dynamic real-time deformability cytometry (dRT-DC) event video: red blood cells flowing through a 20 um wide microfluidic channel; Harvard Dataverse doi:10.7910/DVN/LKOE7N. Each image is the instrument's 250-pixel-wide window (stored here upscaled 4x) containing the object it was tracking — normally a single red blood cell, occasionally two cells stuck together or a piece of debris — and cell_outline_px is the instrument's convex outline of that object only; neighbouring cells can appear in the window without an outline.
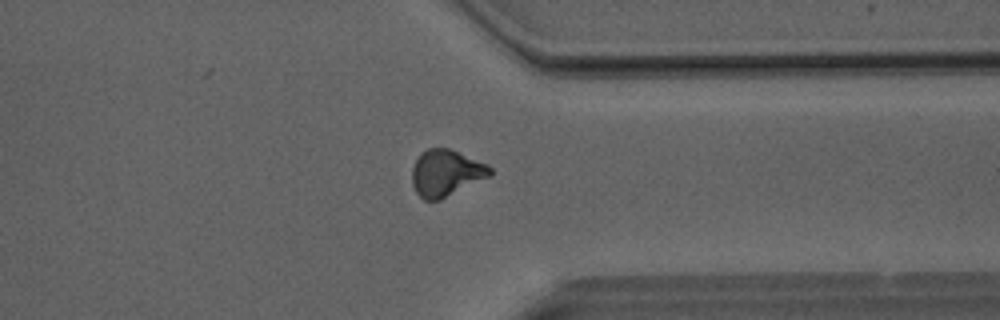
{"species": "Egyptian fruit bat (a non-hibernating species)", "species_latin": "Rousettus aegyptiacus", "temperature_condition": "room temperature", "stored_images_in_passage": 37, "camera_frame_rate_fps": 3000, "um_per_image_px": 0.085, "animal": {"sex": "male"}, "frame": {"image": 1, "passage_image": 32, "time_ms": 10.333, "image_size_px": [1000, 320], "cell_outline_px": [[492, 176], [440, 200], [424, 200], [416, 192], [412, 184], [412, 168], [420, 152], [428, 148], [448, 148], [488, 164], [492, 168]], "centroid_in_image_um": [37.92, 14.71], "position_along_channel_um": 373.5, "area_um2": 21.33}, "authors_computed_cell_mechanics": {"area_um2": 21.386, "velocity_mm_per_s": 4.1107, "shape_relaxation_time_tau1_ms": 8.44, "shape_relaxation_time_tau2_ms": 2.0171, "deformation_change_tau1": 0.1999, "deformation_change_tau2": 0.0752}}